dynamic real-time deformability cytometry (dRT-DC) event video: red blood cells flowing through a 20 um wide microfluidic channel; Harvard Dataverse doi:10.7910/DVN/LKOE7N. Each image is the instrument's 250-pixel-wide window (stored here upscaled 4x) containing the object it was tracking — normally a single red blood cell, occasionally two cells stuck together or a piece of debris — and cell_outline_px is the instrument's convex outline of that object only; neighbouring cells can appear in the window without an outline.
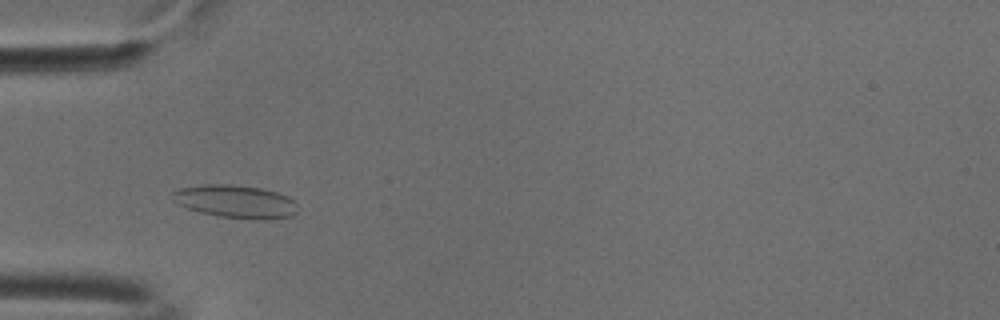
{"species": "common noctule bat (a hibernating species)", "species_latin": "Nyctalus noctula", "temperature_condition": "cold", "stored_images_in_passage": 40, "camera_frame_rate_fps": 3000, "um_per_image_px": 0.085, "animal": {"sex": "male", "body_mass_g": 18.8}, "frame": {"image": 1, "passage_image": 4, "time_ms": 1.0, "image_size_px": [1000, 320], "cell_outline_px": [[296, 212], [292, 216], [268, 220], [256, 220], [216, 216], [200, 212], [176, 204], [172, 192], [180, 188], [204, 184], [232, 184], [264, 188], [288, 196], [296, 204]], "centroid_in_image_um": [20.04, 17.13], "position_along_channel_um": 65.0, "area_um2": 24.28}}
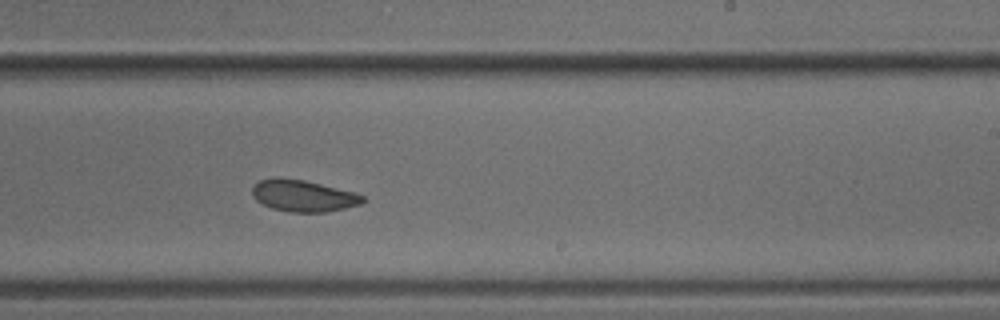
{"frame": {"image": 2, "passage_image": 20, "time_ms": 6.333, "image_size_px": [1000, 320], "cell_outline_px": [[364, 200], [360, 204], [344, 208], [324, 212], [292, 212], [272, 208], [256, 200], [252, 196], [252, 188], [260, 180], [276, 176], [304, 180], [356, 192], [364, 196]], "centroid_in_image_um": [25.76, 16.62], "position_along_channel_um": 263.2, "area_um2": 20.35}}
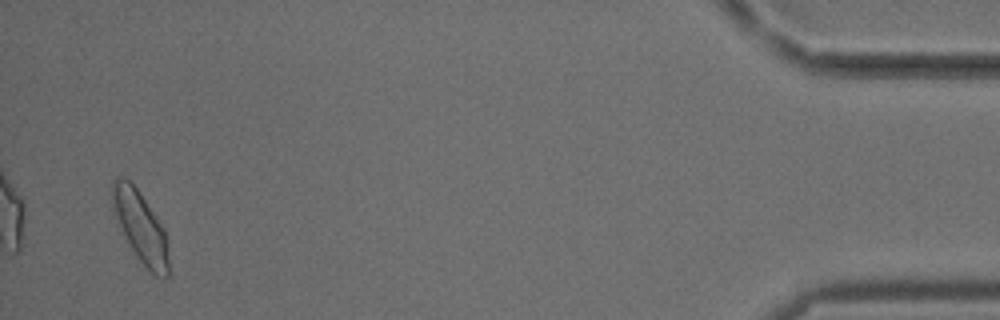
{"frame": {"image": 3, "passage_image": 39, "time_ms": 12.667, "image_size_px": [1000, 320], "cell_outline_px": [[168, 276], [156, 276], [140, 260], [124, 236], [112, 212], [112, 180], [116, 176], [120, 176], [128, 180], [136, 188], [164, 228], [168, 260]], "centroid_in_image_um": [11.89, 19.23], "position_along_channel_um": 423.3, "area_um2": 22.72}, "authors_computed_cell_mechanics": {"area_um2": 21.0392, "velocity_mm_per_s": 3.7442, "shape_relaxation_time_tau1_ms": 9.9991, "shape_relaxation_time_tau2_ms": 2.981, "deformation_change_tau1": 0.136, "deformation_change_tau2": 0.0792}}